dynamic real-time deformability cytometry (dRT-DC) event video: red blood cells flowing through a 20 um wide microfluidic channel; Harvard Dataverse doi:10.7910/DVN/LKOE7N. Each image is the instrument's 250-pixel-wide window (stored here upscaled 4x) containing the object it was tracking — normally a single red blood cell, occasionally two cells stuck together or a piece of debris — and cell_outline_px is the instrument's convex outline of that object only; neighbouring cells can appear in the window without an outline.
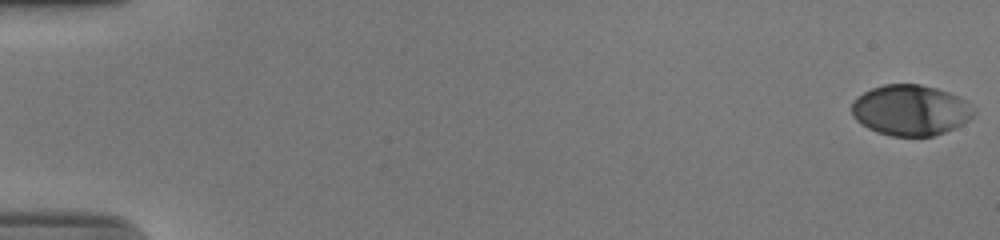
{"species": "human", "species_latin": "Homo sapiens", "temperature_condition": "cold", "stored_images_in_passage": 54, "camera_frame_rate_fps": 3000, "um_per_image_px": 0.085, "donor": {"sex": "male"}, "frame": {"image": 1, "passage_image": 1, "time_ms": 0.0, "image_size_px": [1000, 240], "cell_outline_px": [[976, 112], [968, 120], [944, 132], [932, 136], [892, 136], [868, 128], [856, 120], [852, 116], [852, 100], [856, 96], [872, 88], [884, 84], [920, 84], [936, 88], [948, 92], [972, 104], [976, 108]], "centroid_in_image_um": [77.38, 9.35], "position_along_channel_um": 7.6, "area_um2": 35.95}}
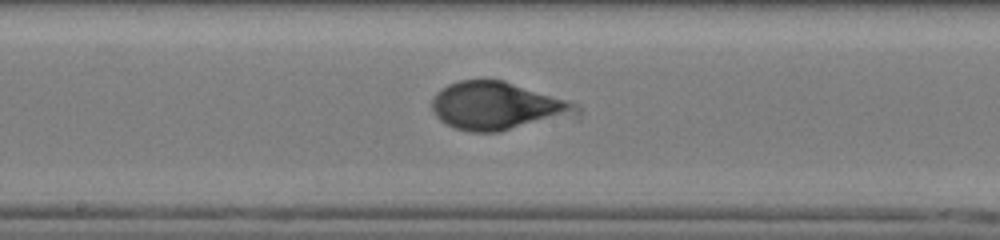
{"frame": {"image": 2, "passage_image": 30, "time_ms": 9.667, "image_size_px": [1000, 240], "cell_outline_px": [[568, 104], [560, 112], [500, 132], [472, 132], [456, 128], [440, 120], [436, 116], [432, 108], [432, 96], [440, 88], [448, 84], [460, 80], [504, 80], [568, 100]], "centroid_in_image_um": [41.85, 8.94], "position_along_channel_um": 206.3, "area_um2": 37.4}}
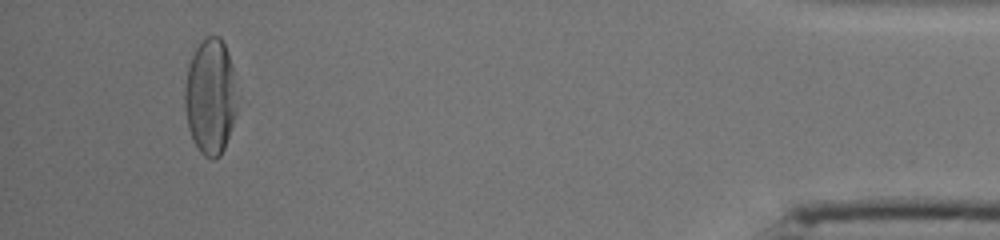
{"frame": {"image": 3, "passage_image": 51, "time_ms": 16.667, "image_size_px": [1000, 240], "cell_outline_px": [[236, 112], [224, 148], [220, 156], [212, 160], [204, 156], [200, 152], [188, 128], [184, 104], [184, 84], [188, 64], [196, 48], [208, 36], [220, 36], [224, 44], [232, 68]], "centroid_in_image_um": [17.84, 8.23], "position_along_channel_um": 417.4, "area_um2": 34.74}, "authors_computed_cell_mechanics": {"area_um2": 36.5585, "velocity_mm_per_s": 3.8995, "shape_relaxation_time_tau1_ms": 4.5477, "shape_relaxation_time_tau2_ms": null, "deformation_change_tau1": 0.2157, "deformation_change_tau2": null}}